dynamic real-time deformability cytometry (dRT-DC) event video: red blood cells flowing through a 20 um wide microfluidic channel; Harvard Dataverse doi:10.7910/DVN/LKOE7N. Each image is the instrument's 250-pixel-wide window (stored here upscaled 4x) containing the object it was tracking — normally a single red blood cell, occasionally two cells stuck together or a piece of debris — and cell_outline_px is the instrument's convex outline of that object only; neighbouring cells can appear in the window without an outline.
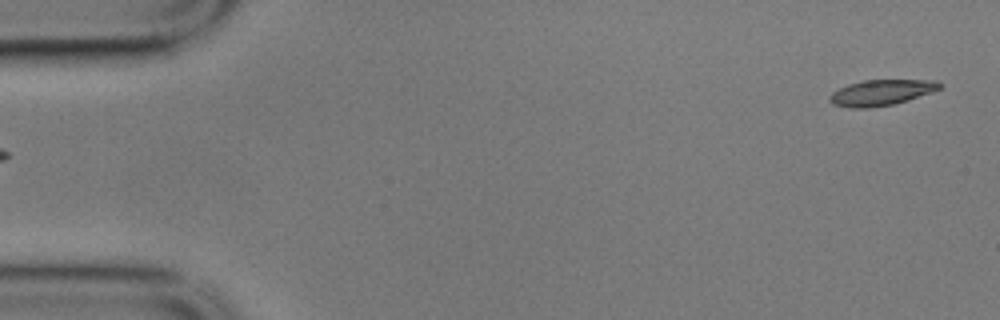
{"species": "common noctule bat (a hibernating species)", "species_latin": "Nyctalus noctula", "temperature_condition": "cold", "stored_images_in_passage": 55, "camera_frame_rate_fps": 3000, "um_per_image_px": 0.085, "animal": {"sex": "male", "body_mass_g": 17.9}, "frame": {"image": 1, "passage_image": 1, "time_ms": 0.0, "image_size_px": [1000, 320], "cell_outline_px": [[944, 84], [940, 88], [932, 92], [896, 104], [868, 108], [852, 108], [832, 104], [828, 100], [828, 96], [832, 92], [848, 84], [864, 80], [936, 80]], "centroid_in_image_um": [74.91, 7.87], "position_along_channel_um": 10.1, "area_um2": 16.65}}
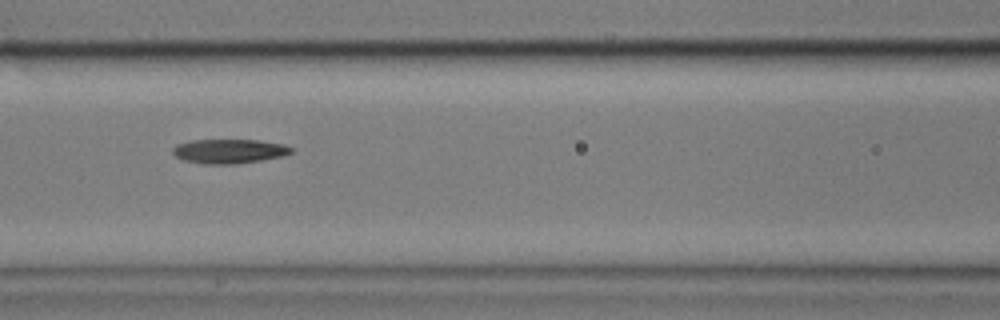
{"frame": {"image": 2, "passage_image": 23, "time_ms": 7.333, "image_size_px": [1000, 320], "cell_outline_px": [[296, 148], [292, 152], [284, 156], [236, 164], [204, 164], [184, 160], [176, 156], [172, 152], [172, 148], [176, 144], [192, 140], [260, 140], [284, 144]], "centroid_in_image_um": [19.51, 12.85], "position_along_channel_um": 147.1, "area_um2": 16.94}}
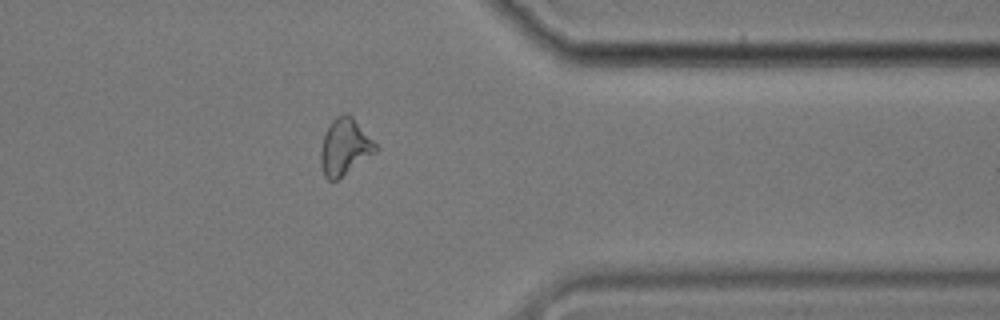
{"frame": {"image": 3, "passage_image": 44, "time_ms": 14.333, "image_size_px": [1000, 320], "cell_outline_px": [[380, 148], [376, 152], [336, 180], [328, 180], [324, 176], [320, 164], [320, 152], [324, 136], [332, 120], [336, 116], [344, 112], [348, 112], [352, 116]], "centroid_in_image_um": [29.3, 12.47], "position_along_channel_um": 382.1, "area_um2": 17.98}, "authors_computed_cell_mechanics": {"area_um2": 17.1666, "velocity_mm_per_s": 3.519, "shape_relaxation_time_tau1_ms": 6.4171, "shape_relaxation_time_tau2_ms": 4.1475, "deformation_change_tau1": 0.208, "deformation_change_tau2": 0.1215}}